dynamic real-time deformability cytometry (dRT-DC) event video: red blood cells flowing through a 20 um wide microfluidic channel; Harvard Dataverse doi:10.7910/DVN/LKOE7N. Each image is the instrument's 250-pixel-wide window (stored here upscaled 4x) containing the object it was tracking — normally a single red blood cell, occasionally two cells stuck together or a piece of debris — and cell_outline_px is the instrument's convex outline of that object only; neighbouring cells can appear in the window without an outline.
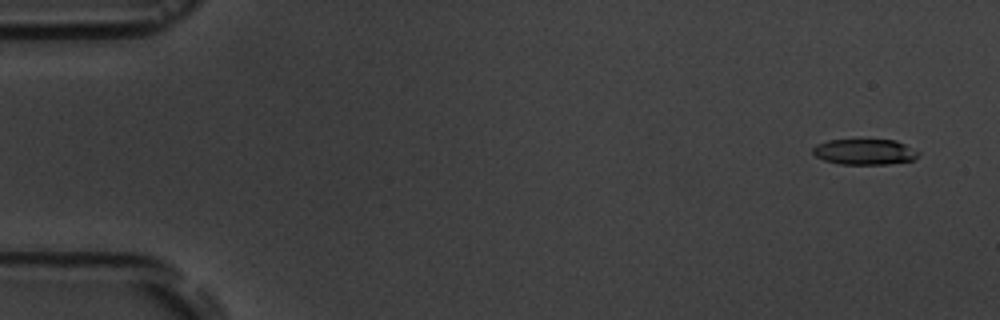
{"species": "common noctule bat (a hibernating species)", "species_latin": "Nyctalus noctula", "temperature_condition": "room temperature", "stored_images_in_passage": 3, "camera_frame_rate_fps": 3000, "um_per_image_px": 0.085, "animal": {"sex": "male", "body_mass_g": 19.5, "forearm_length_mm": 54.6}, "frame": {"image": 1, "passage_image": 1, "time_ms": 0.0, "image_size_px": [1000, 320], "cell_outline_px": [[920, 152], [912, 160], [888, 164], [840, 164], [824, 160], [816, 156], [812, 152], [812, 148], [816, 144], [828, 140], [896, 140]], "centroid_in_image_um": [73.46, 12.9], "position_along_channel_um": 11.5, "area_um2": 15.66}}